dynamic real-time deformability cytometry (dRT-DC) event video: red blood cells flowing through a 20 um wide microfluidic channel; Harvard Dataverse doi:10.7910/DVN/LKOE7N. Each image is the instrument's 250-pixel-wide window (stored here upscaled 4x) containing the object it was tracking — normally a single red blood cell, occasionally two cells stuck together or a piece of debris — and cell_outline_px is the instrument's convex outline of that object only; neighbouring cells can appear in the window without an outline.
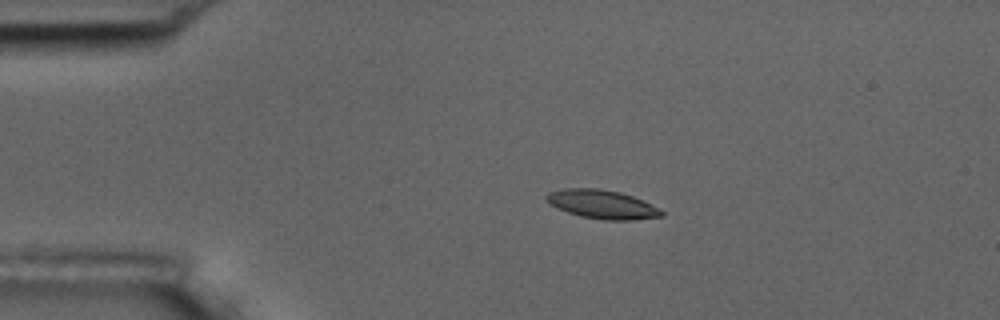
{"species": "common noctule bat (a hibernating species)", "species_latin": "Nyctalus noctula", "temperature_condition": "room temperature", "stored_images_in_passage": 7, "camera_frame_rate_fps": 3000, "um_per_image_px": 0.085, "animal": {"sex": "male", "body_mass_g": 17.5, "forearm_length_mm": 52.3}, "frame": {"image": 1, "passage_image": 3, "time_ms": 0.667, "image_size_px": [1000, 320], "cell_outline_px": [[664, 216], [632, 220], [604, 220], [580, 216], [556, 208], [548, 204], [544, 200], [544, 196], [548, 192], [564, 188], [600, 188], [620, 192], [632, 196], [664, 212]], "centroid_in_image_um": [51.09, 17.36], "position_along_channel_um": 33.9, "area_um2": 19.31}}
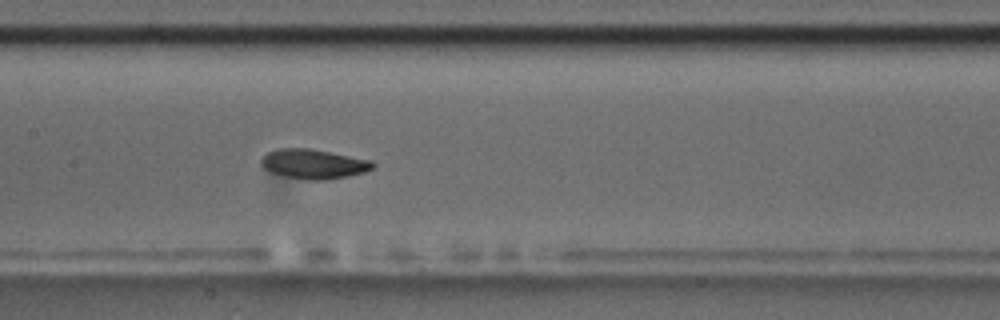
{"frame": {"image": 2, "passage_image": 7, "time_ms": 2.0, "image_size_px": [1000, 320], "cell_outline_px": [[376, 164], [372, 168], [364, 172], [348, 176], [328, 180], [308, 180], [268, 172], [260, 164], [260, 160], [268, 152], [276, 148], [308, 148], [372, 160]], "centroid_in_image_um": [26.64, 13.93], "position_along_channel_um": 180.8, "area_um2": 19.25}}